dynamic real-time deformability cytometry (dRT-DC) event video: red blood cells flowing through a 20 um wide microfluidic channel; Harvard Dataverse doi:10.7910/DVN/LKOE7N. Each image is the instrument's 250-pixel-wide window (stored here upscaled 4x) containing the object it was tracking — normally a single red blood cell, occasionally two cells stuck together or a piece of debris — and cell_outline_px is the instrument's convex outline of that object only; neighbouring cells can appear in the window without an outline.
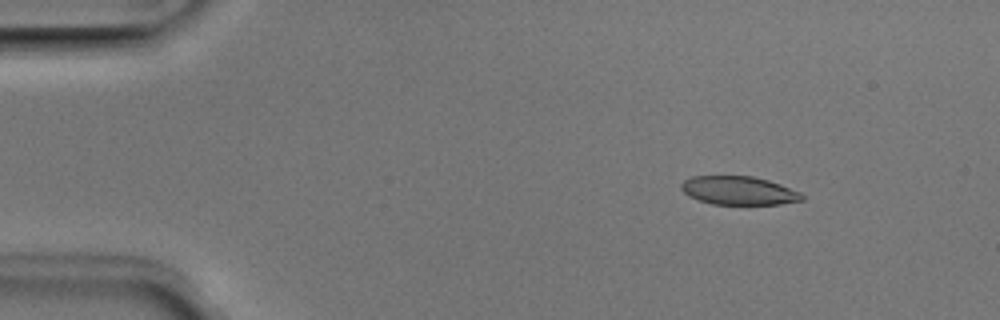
{"species": "Egyptian fruit bat (a non-hibernating species)", "species_latin": "Rousettus aegyptiacus", "temperature_condition": "room temperature", "stored_images_in_passage": 45, "camera_frame_rate_fps": 3000, "um_per_image_px": 0.085, "animal": {"sex": "male"}, "frame": {"image": 1, "passage_image": 1, "time_ms": 0.0, "image_size_px": [1000, 320], "cell_outline_px": [[804, 200], [780, 204], [712, 204], [688, 196], [680, 188], [680, 184], [684, 180], [692, 176], [752, 176], [768, 180], [780, 184], [800, 192], [804, 196]], "centroid_in_image_um": [62.78, 16.19], "position_along_channel_um": 22.2, "area_um2": 20.06}}
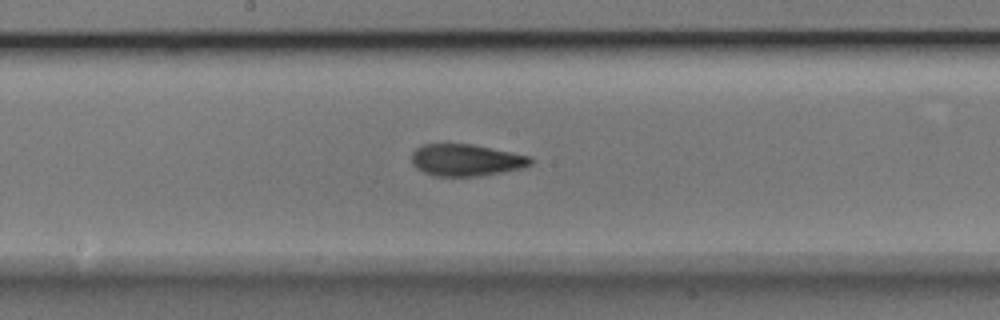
{"frame": {"image": 2, "passage_image": 21, "time_ms": 6.667, "image_size_px": [1000, 320], "cell_outline_px": [[532, 164], [524, 168], [480, 176], [436, 176], [424, 172], [416, 168], [412, 164], [412, 152], [416, 148], [424, 144], [472, 144], [532, 156]], "centroid_in_image_um": [39.64, 13.61], "position_along_channel_um": 208.6, "area_um2": 22.2}}
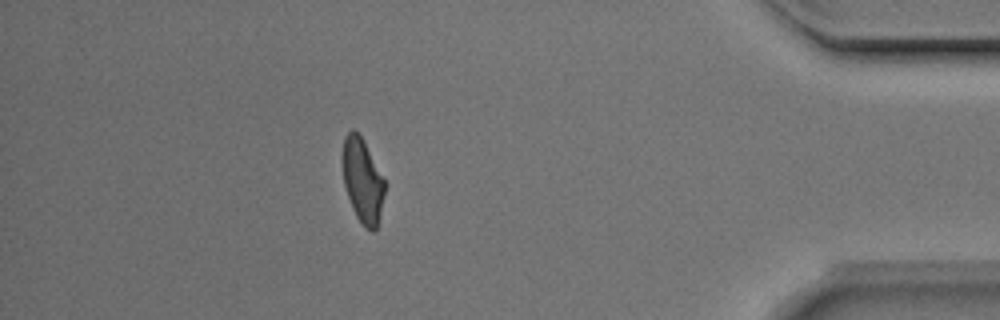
{"frame": {"image": 3, "passage_image": 39, "time_ms": 12.667, "image_size_px": [1000, 320], "cell_outline_px": [[384, 192], [380, 212], [376, 228], [372, 232], [364, 228], [356, 216], [352, 208], [344, 184], [344, 136], [352, 128], [364, 140], [384, 180]], "centroid_in_image_um": [30.82, 15.37], "position_along_channel_um": 404.4, "area_um2": 20.06}, "authors_computed_cell_mechanics": {"area_um2": 21.7906, "velocity_mm_per_s": 4.0149, "shape_relaxation_time_tau1_ms": 7.8225, "shape_relaxation_time_tau2_ms": 1.7804, "deformation_change_tau1": 0.2234, "deformation_change_tau2": 0.0905}}